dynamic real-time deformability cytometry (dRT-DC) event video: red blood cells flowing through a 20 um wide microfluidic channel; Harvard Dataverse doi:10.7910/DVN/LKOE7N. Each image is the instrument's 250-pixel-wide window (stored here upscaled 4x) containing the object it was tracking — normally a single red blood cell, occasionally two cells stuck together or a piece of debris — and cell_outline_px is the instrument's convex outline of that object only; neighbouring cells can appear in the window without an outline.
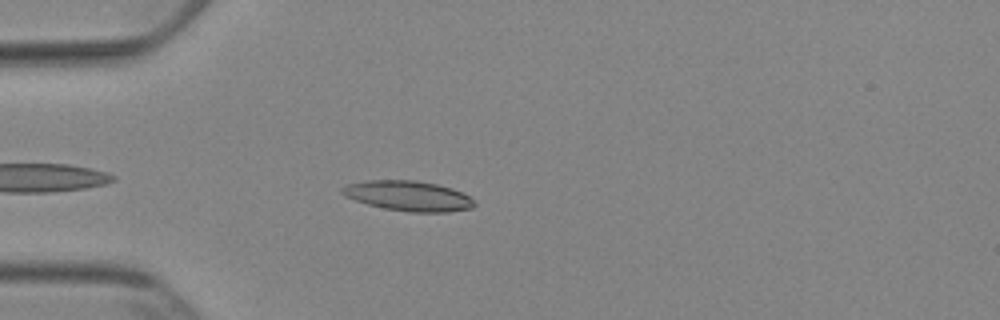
{"species": "Egyptian fruit bat (a non-hibernating species)", "species_latin": "Rousettus aegyptiacus", "temperature_condition": "cold", "stored_images_in_passage": 42, "camera_frame_rate_fps": 3000, "um_per_image_px": 0.085, "animal": {"sex": "female"}, "frame": {"image": 1, "passage_image": 5, "time_ms": 1.333, "image_size_px": [1000, 320], "cell_outline_px": [[476, 204], [472, 208], [448, 212], [412, 212], [384, 208], [368, 204], [344, 196], [340, 192], [340, 188], [348, 184], [368, 180], [416, 180], [436, 184], [452, 188], [476, 200]], "centroid_in_image_um": [34.71, 16.65], "position_along_channel_um": 50.3, "area_um2": 23.18}}
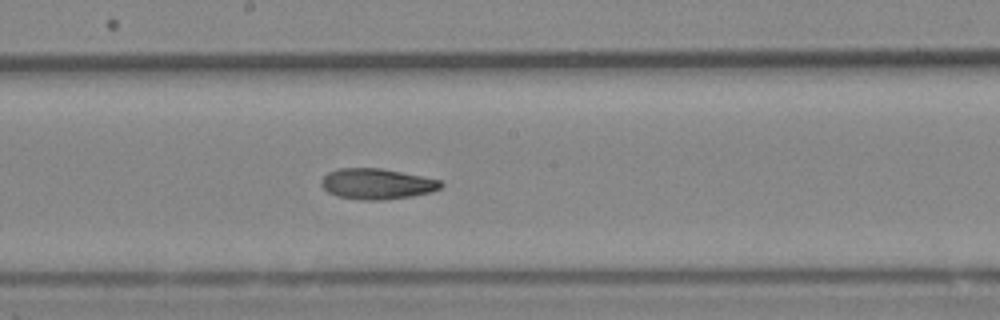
{"frame": {"image": 2, "passage_image": 19, "time_ms": 6.0, "image_size_px": [1000, 320], "cell_outline_px": [[444, 184], [440, 188], [432, 192], [412, 196], [384, 200], [364, 200], [336, 196], [328, 192], [320, 184], [320, 180], [328, 172], [340, 168], [380, 168], [440, 180]], "centroid_in_image_um": [32.01, 15.63], "position_along_channel_um": 216.2, "area_um2": 21.33}}
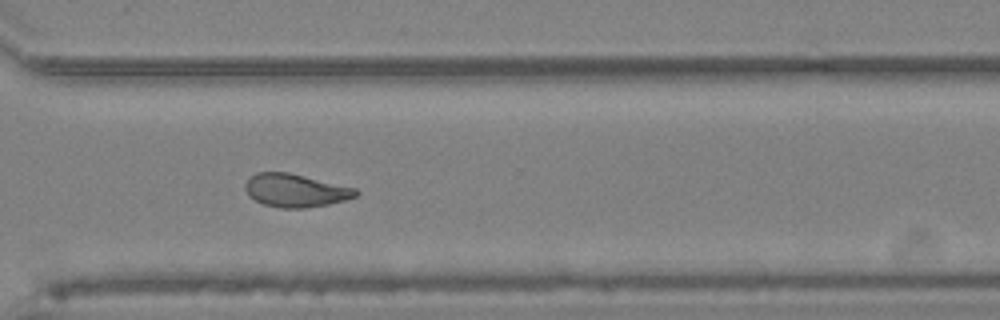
{"frame": {"image": 3, "passage_image": 29, "time_ms": 9.333, "image_size_px": [1000, 320], "cell_outline_px": [[360, 192], [356, 196], [344, 200], [328, 204], [304, 208], [280, 208], [264, 204], [248, 196], [244, 188], [244, 184], [248, 176], [256, 172], [288, 172], [356, 188]], "centroid_in_image_um": [25.07, 16.18], "position_along_channel_um": 345.5, "area_um2": 21.44}, "authors_computed_cell_mechanics": {"area_um2": 21.5883, "velocity_mm_per_s": 3.8746, "shape_relaxation_time_tau1_ms": 10.3023, "shape_relaxation_time_tau2_ms": 5.6406, "deformation_change_tau1": 0.217, "deformation_change_tau2": 0.1277}}